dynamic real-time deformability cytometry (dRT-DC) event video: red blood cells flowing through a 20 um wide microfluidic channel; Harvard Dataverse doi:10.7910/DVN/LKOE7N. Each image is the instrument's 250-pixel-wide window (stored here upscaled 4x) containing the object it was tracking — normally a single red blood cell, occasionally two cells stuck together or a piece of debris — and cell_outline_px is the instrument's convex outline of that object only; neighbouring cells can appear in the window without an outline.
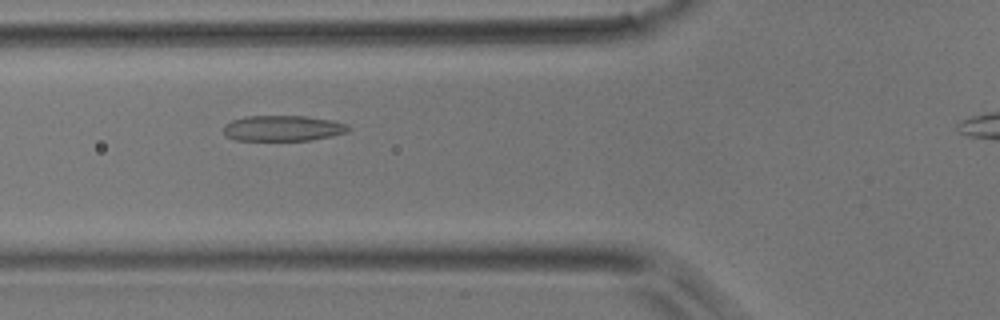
{"species": "common noctule bat (a hibernating species)", "species_latin": "Nyctalus noctula", "temperature_condition": "room temperature", "stored_images_in_passage": 31, "camera_frame_rate_fps": 3000, "um_per_image_px": 0.085, "animal": {"sex": "male", "body_mass_g": 17.9}, "frame": {"image": 1, "passage_image": 5, "time_ms": 1.333, "image_size_px": [1000, 320], "cell_outline_px": [[352, 128], [348, 132], [332, 136], [312, 140], [236, 140], [228, 136], [224, 132], [224, 124], [232, 120], [244, 116], [304, 116], [332, 120], [348, 124]], "centroid_in_image_um": [24.09, 10.9], "position_along_channel_um": 101.7, "area_um2": 18.73}}
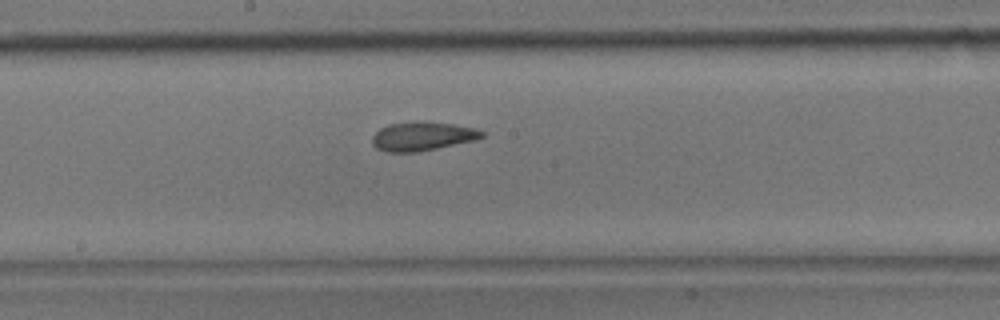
{"frame": {"image": 2, "passage_image": 13, "time_ms": 4.0, "image_size_px": [1000, 320], "cell_outline_px": [[484, 136], [472, 140], [436, 148], [416, 152], [388, 152], [376, 148], [372, 144], [372, 136], [380, 128], [388, 124], [416, 120], [420, 120], [452, 124], [476, 128], [484, 132]], "centroid_in_image_um": [35.85, 11.56], "position_along_channel_um": 212.4, "area_um2": 18.44}}
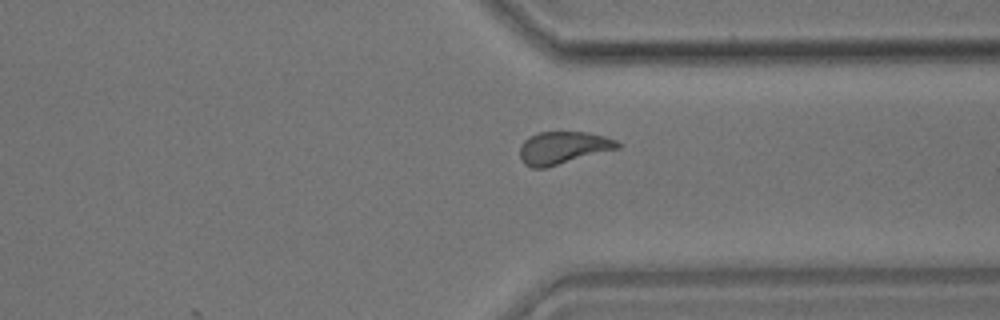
{"frame": {"image": 3, "passage_image": 24, "time_ms": 7.667, "image_size_px": [1000, 320], "cell_outline_px": [[620, 148], [544, 168], [532, 168], [524, 164], [520, 160], [520, 144], [528, 136], [540, 132], [588, 132], [604, 136], [616, 140], [620, 144]], "centroid_in_image_um": [47.83, 12.56], "position_along_channel_um": 363.6, "area_um2": 18.55}}